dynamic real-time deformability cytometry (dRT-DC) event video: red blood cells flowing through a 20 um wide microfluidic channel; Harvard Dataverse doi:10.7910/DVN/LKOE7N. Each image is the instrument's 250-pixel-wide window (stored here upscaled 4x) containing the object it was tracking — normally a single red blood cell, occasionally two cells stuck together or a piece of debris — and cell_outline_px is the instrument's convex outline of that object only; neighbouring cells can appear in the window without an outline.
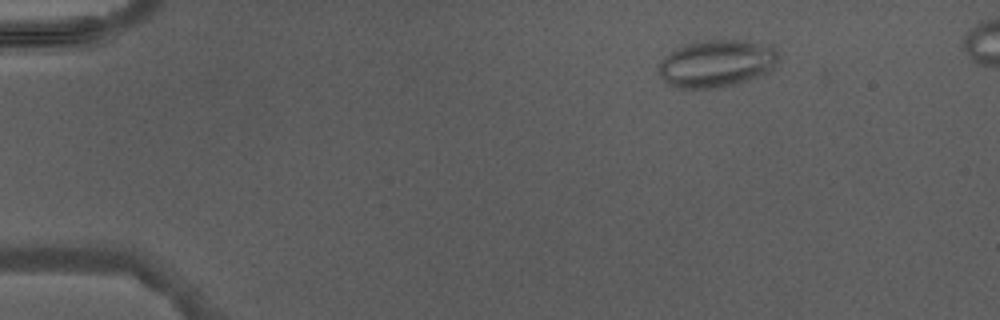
{"species": "Egyptian fruit bat (a non-hibernating species)", "species_latin": "Rousettus aegyptiacus", "temperature_condition": "warm", "stored_images_in_passage": 6, "camera_frame_rate_fps": 3000, "um_per_image_px": 0.085, "animal": {"sex": "male"}, "frame": {"image": 1, "passage_image": 3, "time_ms": 2.333, "image_size_px": [1000, 320], "cell_outline_px": [[780, 60], [768, 72], [760, 76], [736, 84], [720, 88], [676, 88], [664, 84], [660, 76], [660, 60], [664, 56], [676, 48], [688, 44], [708, 40], [736, 40], [772, 44], [776, 48], [780, 56]], "centroid_in_image_um": [60.94, 5.41], "position_along_channel_um": 24.1, "area_um2": 33.47}}